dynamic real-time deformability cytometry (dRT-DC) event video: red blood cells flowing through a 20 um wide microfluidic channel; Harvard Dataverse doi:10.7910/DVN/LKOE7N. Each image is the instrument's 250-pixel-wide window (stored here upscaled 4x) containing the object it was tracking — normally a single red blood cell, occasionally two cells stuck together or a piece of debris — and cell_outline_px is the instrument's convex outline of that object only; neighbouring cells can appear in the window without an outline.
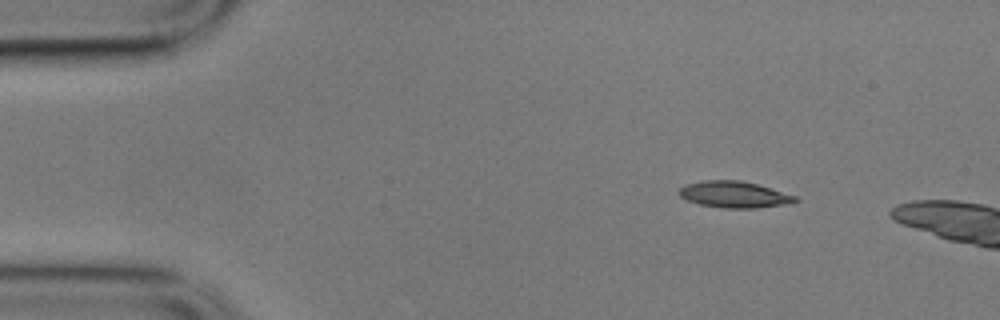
{"species": "common noctule bat (a hibernating species)", "species_latin": "Nyctalus noctula", "temperature_condition": "cold", "stored_images_in_passage": 2, "camera_frame_rate_fps": 3000, "um_per_image_px": 0.085, "animal": {"sex": "male", "body_mass_g": 17.9}, "frame": {"image": 1, "passage_image": 2, "time_ms": 0.333, "image_size_px": [1000, 320], "cell_outline_px": [[800, 200], [792, 204], [756, 208], [720, 208], [700, 204], [688, 200], [680, 196], [676, 192], [684, 184], [704, 180], [740, 180], [756, 184], [796, 196]], "centroid_in_image_um": [62.41, 16.54], "position_along_channel_um": 22.6, "area_um2": 18.03}}